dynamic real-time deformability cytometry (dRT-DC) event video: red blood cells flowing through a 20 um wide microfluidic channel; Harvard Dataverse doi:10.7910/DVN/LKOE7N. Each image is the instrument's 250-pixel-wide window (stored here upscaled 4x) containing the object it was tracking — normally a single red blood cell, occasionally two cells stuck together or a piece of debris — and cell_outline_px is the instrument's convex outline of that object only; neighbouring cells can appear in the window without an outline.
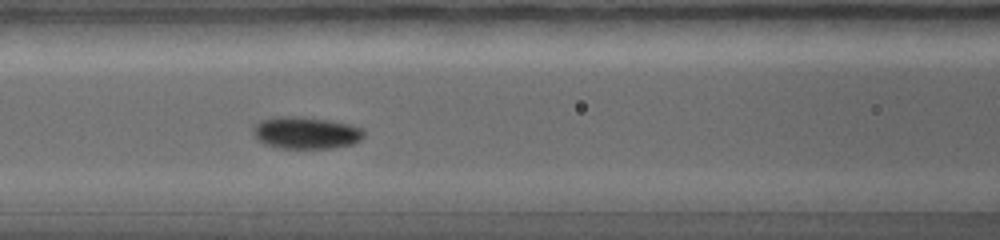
{"species": "common noctule bat (a hibernating species)", "species_latin": "Nyctalus noctula", "temperature_condition": "warm", "stored_images_in_passage": 27, "camera_frame_rate_fps": 5000, "um_per_image_px": 0.085, "animal": {"sex": "female", "body_mass_g": 19.0, "forearm_length_mm": 56.7}, "frame": {"image": 1, "passage_image": 12, "time_ms": 3.8, "image_size_px": [1000, 240], "cell_outline_px": [[364, 132], [360, 140], [352, 144], [332, 148], [276, 148], [264, 144], [256, 136], [256, 128], [264, 120], [284, 116], [292, 116], [324, 120], [344, 124], [360, 128]], "centroid_in_image_um": [26.04, 11.32], "position_along_channel_um": 140.6, "area_um2": 19.71}}
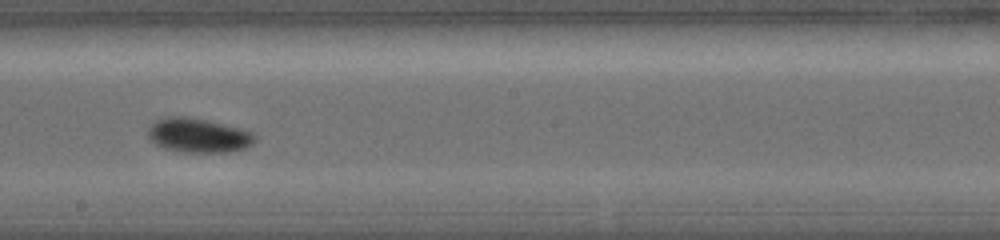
{"frame": {"image": 2, "passage_image": 16, "time_ms": 5.4, "image_size_px": [1000, 240], "cell_outline_px": [[252, 144], [244, 148], [232, 152], [180, 152], [164, 148], [156, 144], [152, 140], [152, 128], [160, 120], [168, 116], [184, 116], [232, 128], [244, 132], [252, 136]], "centroid_in_image_um": [16.82, 11.56], "position_along_channel_um": 231.4, "area_um2": 19.71}}
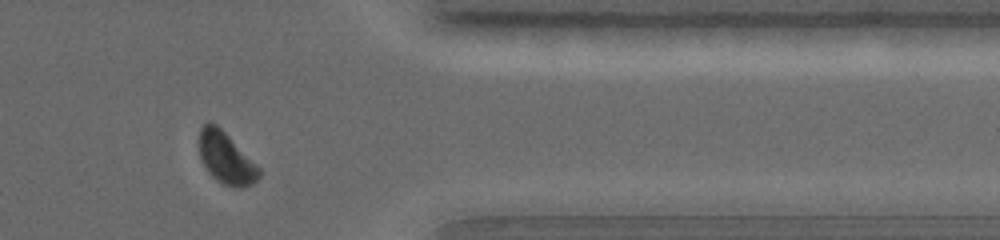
{"frame": {"image": 3, "passage_image": 25, "time_ms": 8.4, "image_size_px": [1000, 240], "cell_outline_px": [[260, 176], [252, 184], [240, 188], [236, 188], [224, 184], [216, 180], [204, 164], [200, 152], [200, 132], [204, 124], [216, 124], [260, 168]], "centroid_in_image_um": [19.24, 13.48], "position_along_channel_um": 392.2, "area_um2": 17.22}}